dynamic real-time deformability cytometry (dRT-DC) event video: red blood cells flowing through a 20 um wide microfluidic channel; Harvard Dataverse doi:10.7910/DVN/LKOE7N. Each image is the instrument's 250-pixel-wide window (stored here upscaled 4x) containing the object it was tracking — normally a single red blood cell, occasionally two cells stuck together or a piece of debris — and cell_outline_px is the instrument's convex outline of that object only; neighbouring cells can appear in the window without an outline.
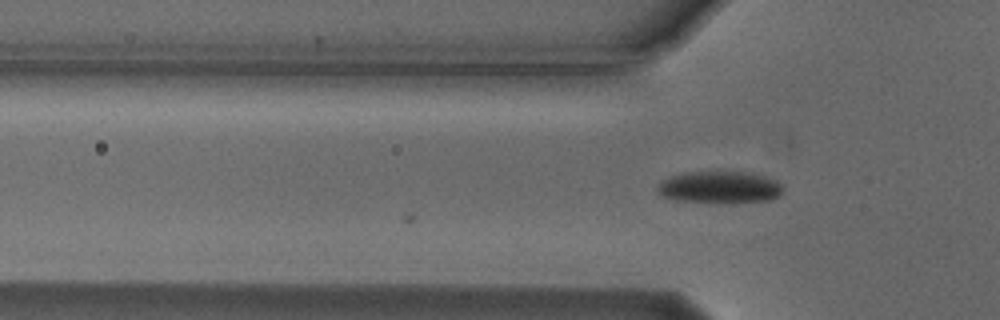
{"species": "Egyptian fruit bat (a non-hibernating species)", "species_latin": "Rousettus aegyptiacus", "temperature_condition": "cold", "stored_images_in_passage": 3, "camera_frame_rate_fps": 3000, "um_per_image_px": 0.085, "animal": {"sex": "male"}, "frame": {"image": 1, "passage_image": 3, "time_ms": 0.667, "image_size_px": [1000, 320], "cell_outline_px": [[784, 192], [780, 196], [772, 200], [732, 204], [676, 200], [664, 196], [656, 192], [656, 188], [660, 180], [668, 176], [684, 172], [752, 172], [768, 176], [776, 180], [784, 188]], "centroid_in_image_um": [61.21, 15.93], "position_along_channel_um": 64.6, "area_um2": 24.28}}